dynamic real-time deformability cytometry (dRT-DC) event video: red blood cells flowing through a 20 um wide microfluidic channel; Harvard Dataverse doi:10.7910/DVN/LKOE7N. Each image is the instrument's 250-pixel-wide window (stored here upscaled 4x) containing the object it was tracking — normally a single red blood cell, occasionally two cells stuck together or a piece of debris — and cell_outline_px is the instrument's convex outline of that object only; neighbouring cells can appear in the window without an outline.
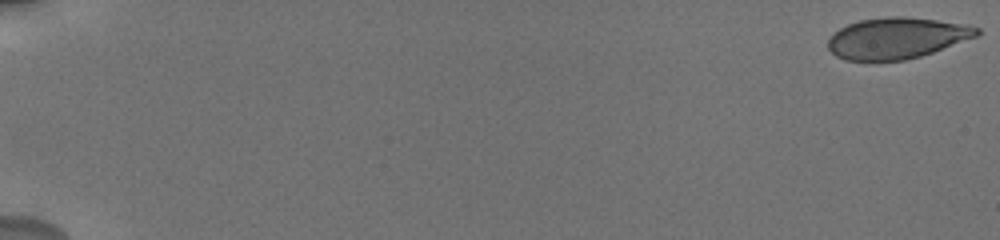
{"species": "human", "species_latin": "Homo sapiens", "temperature_condition": "cold", "stored_images_in_passage": 26, "camera_frame_rate_fps": 3000, "um_per_image_px": 0.085, "donor": {"sex": "male"}, "frame": {"image": 1, "passage_image": 1, "time_ms": 0.0, "image_size_px": [1000, 240], "cell_outline_px": [[980, 36], [920, 56], [904, 60], [844, 60], [836, 56], [828, 48], [828, 40], [840, 28], [848, 24], [860, 20], [888, 16], [904, 16], [968, 24], [980, 28]], "centroid_in_image_um": [76.27, 3.23], "position_along_channel_um": 8.7, "area_um2": 35.66}}
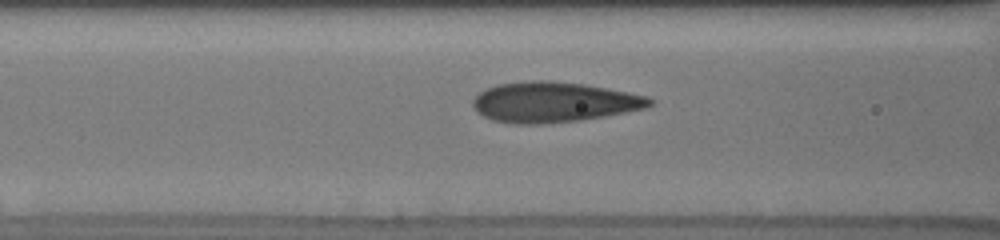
{"frame": {"image": 2, "passage_image": 20, "time_ms": 8.333, "image_size_px": [1000, 240], "cell_outline_px": [[656, 100], [648, 108], [604, 116], [580, 120], [544, 124], [512, 124], [492, 120], [476, 112], [472, 104], [472, 100], [484, 88], [496, 84], [532, 80], [548, 80], [584, 84], [608, 88], [648, 96]], "centroid_in_image_um": [47.07, 8.68], "position_along_channel_um": 119.5, "area_um2": 41.96}}
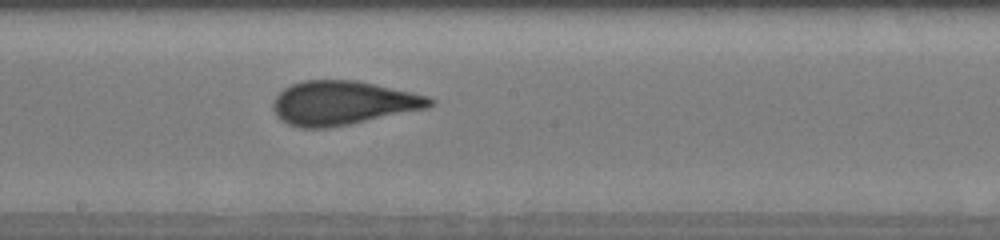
{"frame": {"image": 3, "passage_image": 26, "time_ms": 11.0, "image_size_px": [1000, 240], "cell_outline_px": [[436, 104], [428, 108], [328, 128], [300, 128], [288, 124], [280, 120], [276, 116], [272, 108], [272, 100], [284, 88], [292, 84], [304, 80], [356, 80], [376, 84], [412, 92], [428, 96], [436, 100]], "centroid_in_image_um": [29.13, 8.75], "position_along_channel_um": 219.1, "area_um2": 40.34}}